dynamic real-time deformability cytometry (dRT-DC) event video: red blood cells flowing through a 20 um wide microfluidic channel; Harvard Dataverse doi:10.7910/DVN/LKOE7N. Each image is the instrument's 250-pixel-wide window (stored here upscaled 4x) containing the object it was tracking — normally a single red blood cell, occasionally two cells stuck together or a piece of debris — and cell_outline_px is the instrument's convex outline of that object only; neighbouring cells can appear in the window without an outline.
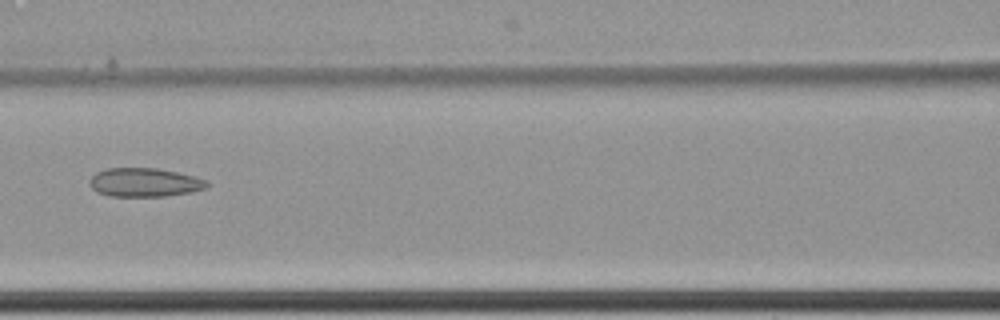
{"species": "common noctule bat (a hibernating species)", "species_latin": "Nyctalus noctula", "temperature_condition": "cold", "stored_images_in_passage": 8, "camera_frame_rate_fps": 3000, "um_per_image_px": 0.085, "animal": {"sex": "female", "body_mass_g": 22.7, "forearm_length_mm": 54.2}, "frame": {"image": 1, "passage_image": 8, "time_ms": 2.333, "image_size_px": [1000, 320], "cell_outline_px": [[208, 188], [192, 192], [164, 196], [108, 196], [96, 192], [88, 184], [88, 180], [96, 172], [104, 168], [156, 168], [196, 176], [208, 180]], "centroid_in_image_um": [12.28, 15.5], "position_along_channel_um": 154.3, "area_um2": 19.94}}